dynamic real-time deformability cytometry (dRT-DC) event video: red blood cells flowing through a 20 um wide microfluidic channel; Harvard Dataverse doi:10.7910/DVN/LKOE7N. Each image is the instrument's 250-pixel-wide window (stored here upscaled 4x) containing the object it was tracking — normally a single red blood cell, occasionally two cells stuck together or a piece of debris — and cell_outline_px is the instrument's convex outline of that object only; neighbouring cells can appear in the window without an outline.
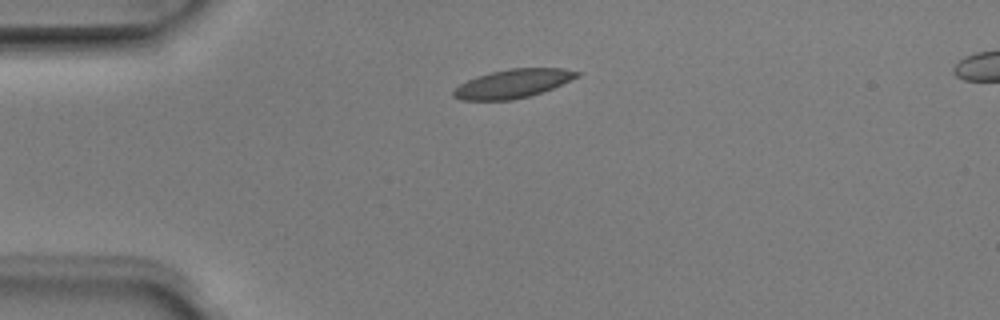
{"species": "Egyptian fruit bat (a non-hibernating species)", "species_latin": "Rousettus aegyptiacus", "temperature_condition": "room temperature", "stored_images_in_passage": 2, "camera_frame_rate_fps": 3000, "um_per_image_px": 0.085, "animal": {"sex": "male"}, "frame": {"image": 1, "passage_image": 1, "time_ms": 0.0, "image_size_px": [1000, 320], "cell_outline_px": [[580, 76], [552, 88], [528, 96], [512, 100], [460, 100], [452, 96], [452, 92], [460, 84], [476, 76], [508, 68], [564, 68], [580, 72]], "centroid_in_image_um": [43.58, 7.1], "position_along_channel_um": 41.4, "area_um2": 20.52}}